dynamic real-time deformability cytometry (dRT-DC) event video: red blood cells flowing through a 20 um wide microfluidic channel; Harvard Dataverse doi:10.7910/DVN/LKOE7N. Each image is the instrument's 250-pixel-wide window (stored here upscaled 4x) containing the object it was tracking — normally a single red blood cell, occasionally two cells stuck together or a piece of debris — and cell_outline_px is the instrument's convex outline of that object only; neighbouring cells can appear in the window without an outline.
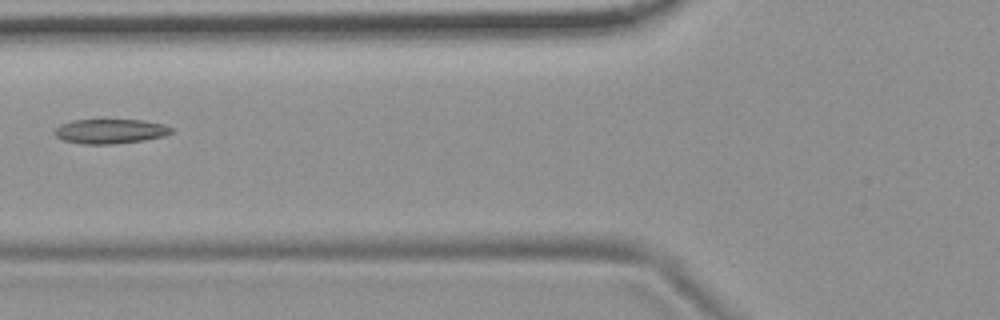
{"species": "common noctule bat (a hibernating species)", "species_latin": "Nyctalus noctula", "temperature_condition": "room temperature", "stored_images_in_passage": 3, "camera_frame_rate_fps": 3000, "um_per_image_px": 0.085, "animal": {"sex": "female", "body_mass_g": 19.9}, "frame": {"image": 1, "passage_image": 3, "time_ms": 2.0, "image_size_px": [1000, 320], "cell_outline_px": [[172, 132], [164, 136], [144, 140], [112, 144], [84, 144], [64, 140], [56, 136], [52, 132], [60, 124], [72, 120], [144, 120], [164, 124], [172, 128]], "centroid_in_image_um": [9.36, 11.15], "position_along_channel_um": 116.4, "area_um2": 16.7}}